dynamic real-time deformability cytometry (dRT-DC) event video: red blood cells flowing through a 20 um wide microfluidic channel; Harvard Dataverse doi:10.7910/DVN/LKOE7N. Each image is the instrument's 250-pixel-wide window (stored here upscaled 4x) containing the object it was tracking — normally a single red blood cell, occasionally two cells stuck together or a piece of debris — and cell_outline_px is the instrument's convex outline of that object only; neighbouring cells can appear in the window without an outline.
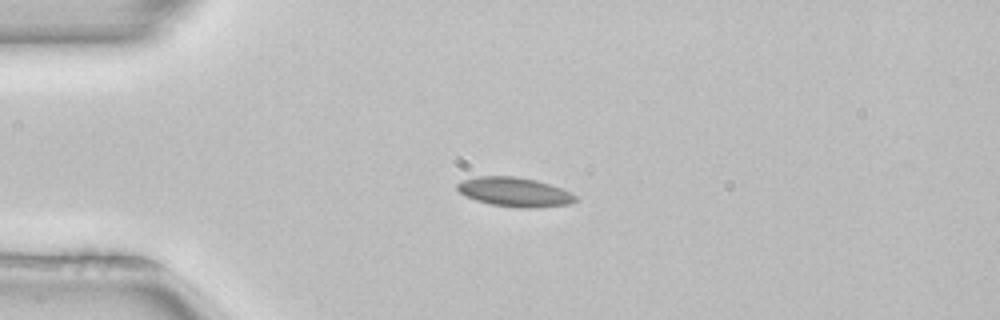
{"species": "common noctule bat (a hibernating species)", "species_latin": "Nyctalus noctula", "temperature_condition": "room temperature", "stored_images_in_passage": 51, "camera_frame_rate_fps": 3000, "um_per_image_px": 0.085, "animal": {"sex": "female", "body_mass_g": 22.7, "forearm_length_mm": 54.2}, "frame": {"image": 1, "passage_image": 12, "time_ms": 3.667, "image_size_px": [1000, 320], "cell_outline_px": [[580, 200], [568, 204], [532, 208], [516, 208], [492, 204], [476, 200], [464, 196], [456, 188], [456, 184], [460, 180], [476, 176], [516, 176], [536, 180], [560, 188], [576, 196]], "centroid_in_image_um": [43.69, 16.31], "position_along_channel_um": 41.3, "area_um2": 20.23}}
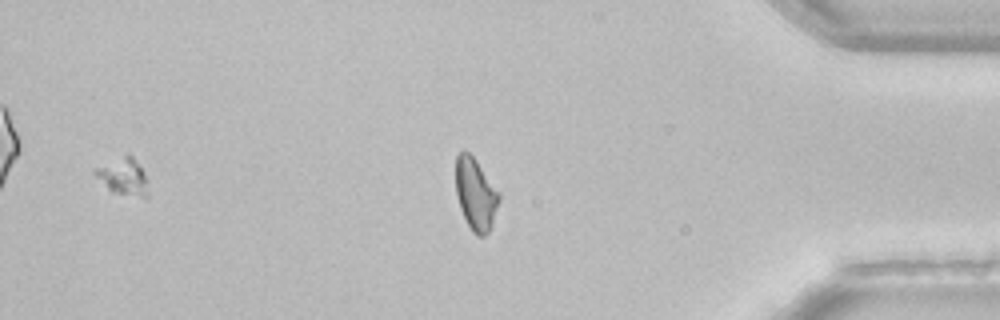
{"frame": {"image": 2, "passage_image": 43, "time_ms": 14.0, "image_size_px": [1000, 320], "cell_outline_px": [[500, 200], [492, 224], [488, 232], [484, 236], [476, 236], [472, 232], [460, 208], [456, 196], [456, 156], [460, 152], [468, 152], [476, 160], [500, 192]], "centroid_in_image_um": [40.44, 16.52], "position_along_channel_um": 394.8, "area_um2": 18.15}}